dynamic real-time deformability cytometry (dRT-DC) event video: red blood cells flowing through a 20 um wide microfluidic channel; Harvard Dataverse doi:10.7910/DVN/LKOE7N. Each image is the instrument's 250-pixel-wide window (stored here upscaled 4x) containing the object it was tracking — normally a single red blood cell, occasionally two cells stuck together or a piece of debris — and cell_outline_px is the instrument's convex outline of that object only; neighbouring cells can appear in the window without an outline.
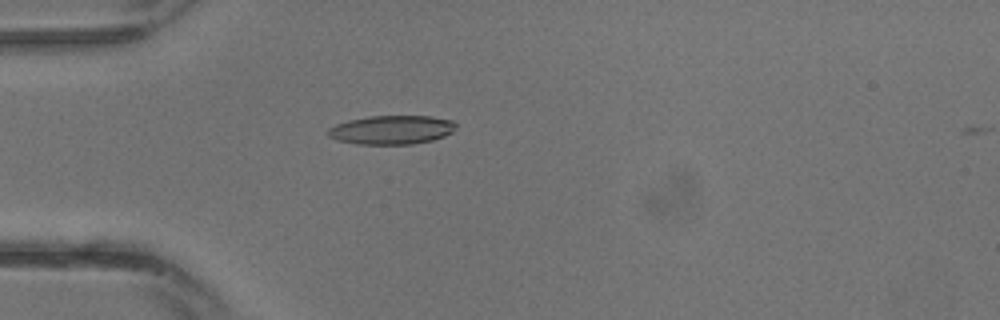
{"species": "common noctule bat (a hibernating species)", "species_latin": "Nyctalus noctula", "temperature_condition": "warm", "stored_images_in_passage": 31, "camera_frame_rate_fps": 3000, "um_per_image_px": 0.085, "animal": {"sex": "male", "body_mass_g": 13.3}, "frame": {"image": 1, "passage_image": 9, "time_ms": 2.667, "image_size_px": [1000, 320], "cell_outline_px": [[456, 128], [452, 132], [444, 136], [432, 140], [412, 144], [356, 144], [336, 140], [328, 136], [328, 128], [336, 124], [348, 120], [368, 116], [432, 116], [452, 120], [456, 124]], "centroid_in_image_um": [33.28, 11.03], "position_along_channel_um": 51.7, "area_um2": 21.62}}
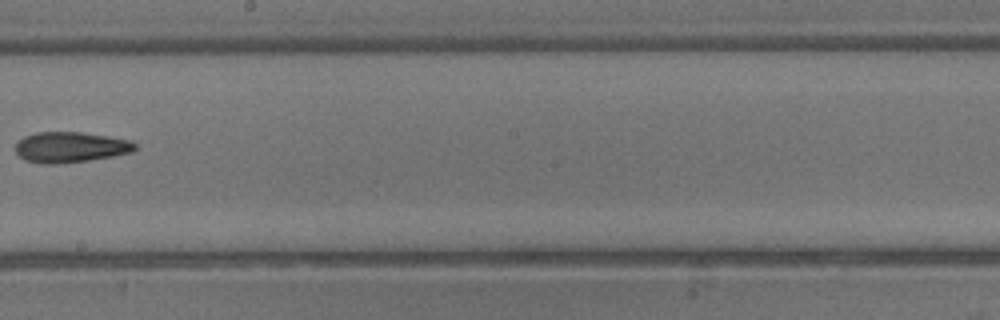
{"frame": {"image": 2, "passage_image": 18, "time_ms": 5.667, "image_size_px": [1000, 320], "cell_outline_px": [[136, 148], [132, 152], [112, 156], [88, 160], [56, 164], [40, 164], [24, 160], [16, 152], [16, 144], [24, 136], [36, 132], [80, 132], [108, 136], [132, 140], [136, 144]], "centroid_in_image_um": [5.98, 12.51], "position_along_channel_um": 242.2, "area_um2": 21.33}}
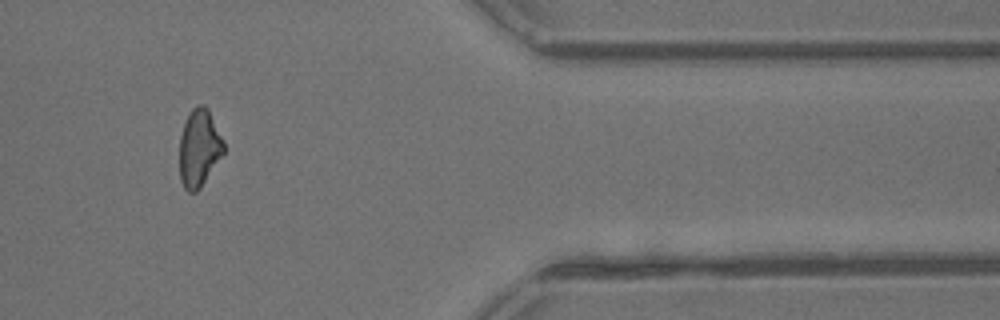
{"frame": {"image": 3, "passage_image": 26, "time_ms": 8.333, "image_size_px": [1000, 320], "cell_outline_px": [[224, 152], [200, 188], [196, 192], [188, 192], [184, 188], [180, 180], [180, 136], [184, 124], [192, 108], [196, 104], [204, 104], [208, 108], [224, 140]], "centroid_in_image_um": [16.93, 12.57], "position_along_channel_um": 394.5, "area_um2": 19.94}}